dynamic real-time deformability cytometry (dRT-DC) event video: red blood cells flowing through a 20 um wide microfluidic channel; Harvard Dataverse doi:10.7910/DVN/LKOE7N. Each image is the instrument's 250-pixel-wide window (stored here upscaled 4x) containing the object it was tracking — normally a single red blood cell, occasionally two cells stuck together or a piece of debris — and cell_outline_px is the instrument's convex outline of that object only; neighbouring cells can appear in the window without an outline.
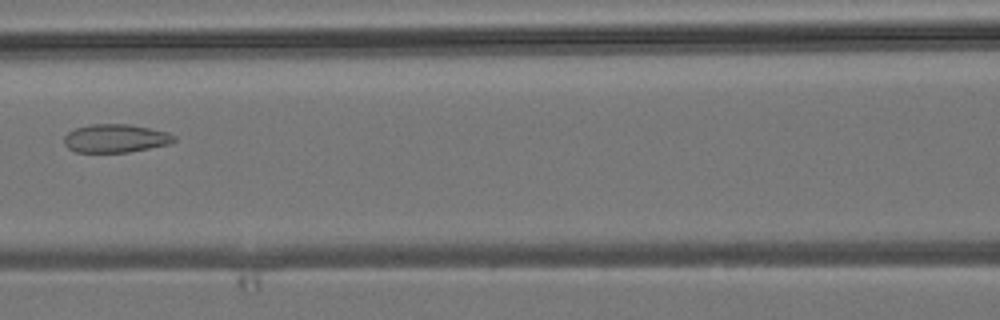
{"species": "common noctule bat (a hibernating species)", "species_latin": "Nyctalus noctula", "temperature_condition": "room temperature", "stored_images_in_passage": 6, "camera_frame_rate_fps": 3000, "um_per_image_px": 0.085, "animal": {"sex": "male", "body_mass_g": 19.2, "forearm_length_mm": 51.8}, "frame": {"image": 1, "passage_image": 6, "time_ms": 6.667, "image_size_px": [1000, 320], "cell_outline_px": [[176, 140], [168, 144], [128, 152], [76, 152], [68, 148], [64, 144], [64, 136], [68, 132], [76, 128], [92, 124], [128, 124], [168, 132], [176, 136]], "centroid_in_image_um": [9.8, 11.76], "position_along_channel_um": 156.8, "area_um2": 18.03}}